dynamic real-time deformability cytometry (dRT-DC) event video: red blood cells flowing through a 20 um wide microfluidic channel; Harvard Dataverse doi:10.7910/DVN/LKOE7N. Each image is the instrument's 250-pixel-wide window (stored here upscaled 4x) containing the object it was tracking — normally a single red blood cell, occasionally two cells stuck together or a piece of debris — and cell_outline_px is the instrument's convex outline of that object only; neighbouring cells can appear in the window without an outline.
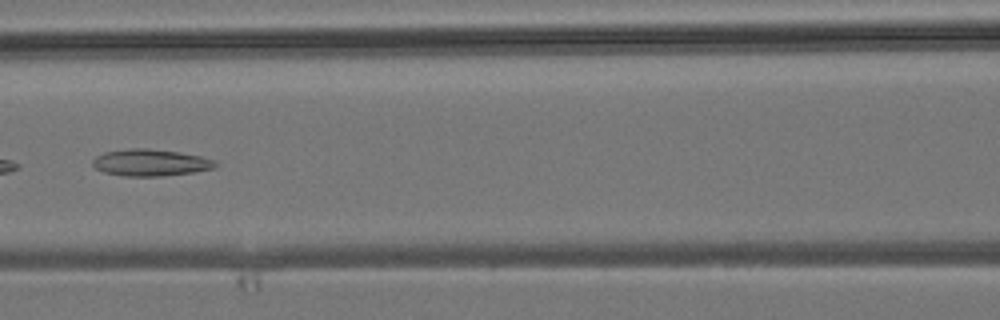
{"species": "common noctule bat (a hibernating species)", "species_latin": "Nyctalus noctula", "temperature_condition": "room temperature", "stored_images_in_passage": 7, "camera_frame_rate_fps": 3000, "um_per_image_px": 0.085, "animal": {"sex": "male", "body_mass_g": 19.2, "forearm_length_mm": 51.8}, "frame": {"image": 1, "passage_image": 7, "time_ms": 7.0, "image_size_px": [1000, 320], "cell_outline_px": [[220, 164], [216, 168], [192, 172], [160, 176], [124, 176], [104, 172], [96, 168], [92, 164], [92, 160], [96, 156], [104, 152], [132, 148], [148, 148], [180, 152], [200, 156], [212, 160]], "centroid_in_image_um": [12.8, 13.82], "position_along_channel_um": 153.8, "area_um2": 19.13}}